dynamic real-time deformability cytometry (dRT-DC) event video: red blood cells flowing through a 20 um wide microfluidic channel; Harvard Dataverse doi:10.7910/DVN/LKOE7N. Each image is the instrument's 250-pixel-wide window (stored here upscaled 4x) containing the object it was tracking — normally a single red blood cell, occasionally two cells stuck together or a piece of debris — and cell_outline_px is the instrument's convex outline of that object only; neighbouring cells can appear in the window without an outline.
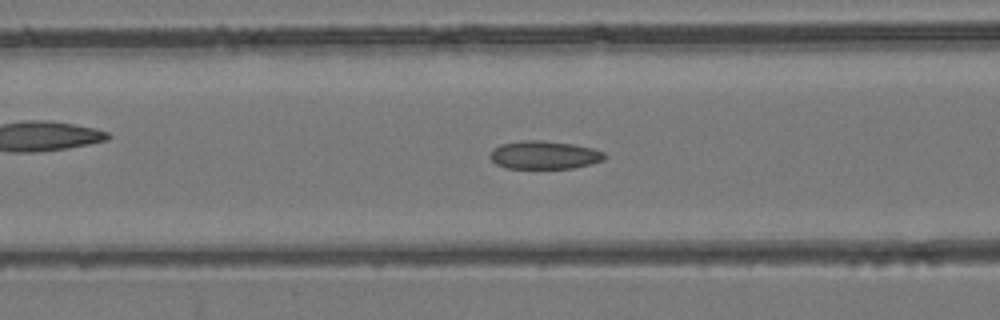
{"species": "common noctule bat (a hibernating species)", "species_latin": "Nyctalus noctula", "temperature_condition": "room temperature", "stored_images_in_passage": 48, "camera_frame_rate_fps": 3000, "um_per_image_px": 0.085, "animal": {"sex": "female", "body_mass_g": 24.6, "forearm_length_mm": 56.2}, "frame": {"image": 1, "passage_image": 19, "time_ms": 6.0, "image_size_px": [1000, 320], "cell_outline_px": [[608, 156], [604, 160], [592, 164], [572, 168], [504, 168], [496, 164], [488, 156], [492, 148], [500, 144], [520, 140], [544, 140], [572, 144], [592, 148], [604, 152]], "centroid_in_image_um": [46.24, 13.17], "position_along_channel_um": 120.4, "area_um2": 19.07}}
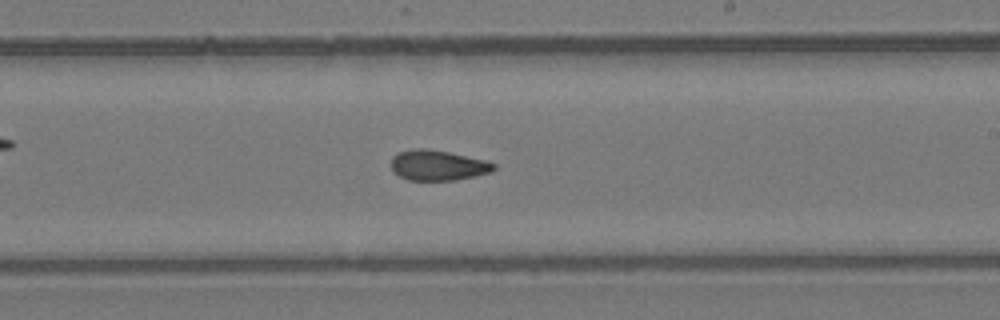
{"frame": {"image": 2, "passage_image": 28, "time_ms": 9.0, "image_size_px": [1000, 320], "cell_outline_px": [[496, 168], [492, 172], [452, 180], [408, 180], [392, 172], [392, 156], [396, 152], [416, 148], [424, 148], [448, 152], [484, 160], [496, 164]], "centroid_in_image_um": [37.18, 14.04], "position_along_channel_um": 251.8, "area_um2": 18.03}}
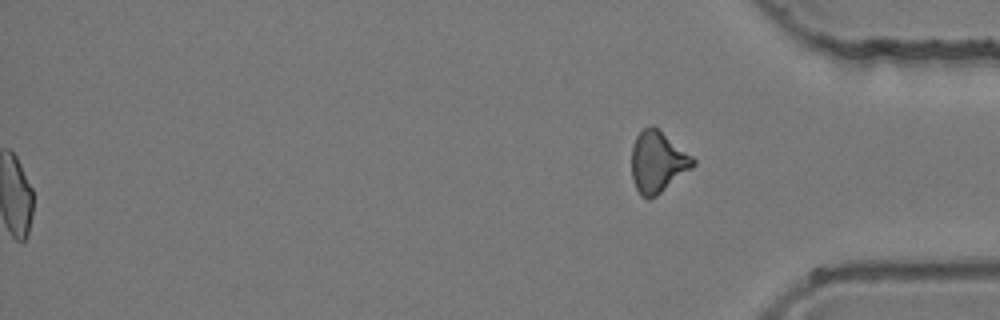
{"frame": {"image": 3, "passage_image": 48, "time_ms": 15.667, "image_size_px": [1000, 320], "cell_outline_px": [[696, 164], [692, 168], [656, 196], [648, 200], [640, 196], [632, 180], [632, 144], [636, 136], [644, 128], [652, 124], [692, 156], [696, 160]], "centroid_in_image_um": [55.88, 13.78], "position_along_channel_um": 379.3, "area_um2": 21.91}}